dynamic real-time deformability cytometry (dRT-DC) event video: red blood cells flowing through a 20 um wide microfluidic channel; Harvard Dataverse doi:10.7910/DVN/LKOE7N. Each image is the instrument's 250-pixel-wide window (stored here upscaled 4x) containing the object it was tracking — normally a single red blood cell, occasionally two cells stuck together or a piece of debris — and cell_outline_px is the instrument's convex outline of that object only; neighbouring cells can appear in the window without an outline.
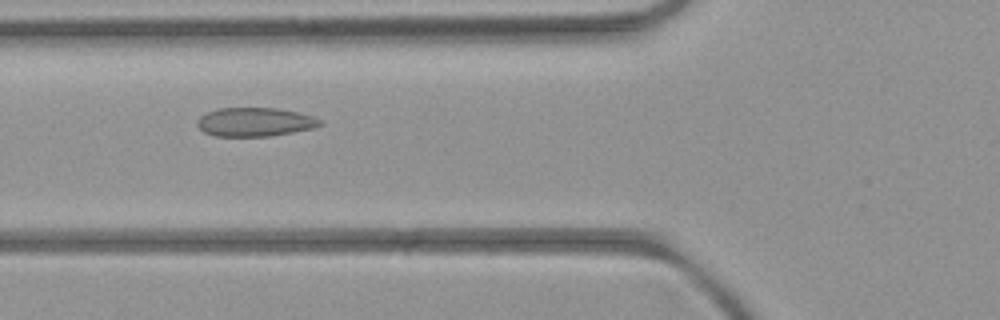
{"species": "common noctule bat (a hibernating species)", "species_latin": "Nyctalus noctula", "temperature_condition": "room temperature", "stored_images_in_passage": 3, "camera_frame_rate_fps": 3000, "um_per_image_px": 0.085, "animal": {"sex": "female", "body_mass_g": 21.9}, "frame": {"image": 1, "passage_image": 3, "time_ms": 2.333, "image_size_px": [1000, 320], "cell_outline_px": [[324, 124], [312, 128], [272, 136], [216, 136], [204, 132], [196, 124], [196, 120], [200, 116], [208, 112], [220, 108], [276, 108], [296, 112], [312, 116], [324, 120]], "centroid_in_image_um": [21.68, 10.37], "position_along_channel_um": 104.1, "area_um2": 20.58}}